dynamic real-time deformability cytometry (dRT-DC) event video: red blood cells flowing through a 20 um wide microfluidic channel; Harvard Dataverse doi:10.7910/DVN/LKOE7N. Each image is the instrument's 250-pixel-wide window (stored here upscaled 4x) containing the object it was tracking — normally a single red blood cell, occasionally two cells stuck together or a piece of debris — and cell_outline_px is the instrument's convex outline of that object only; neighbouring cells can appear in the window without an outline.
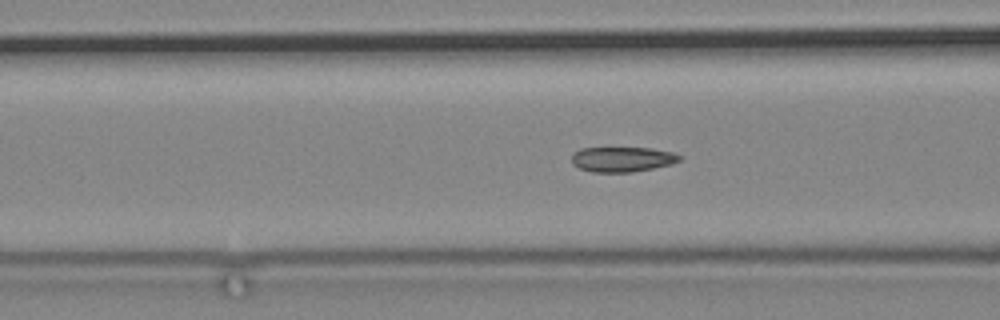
{"species": "common noctule bat (a hibernating species)", "species_latin": "Nyctalus noctula", "temperature_condition": "cold", "stored_images_in_passage": 80, "camera_frame_rate_fps": 3000, "um_per_image_px": 0.085, "animal": {"sex": "male", "body_mass_g": 19.2, "forearm_length_mm": 51.8}, "frame": {"image": 1, "passage_image": 41, "time_ms": 13.333, "image_size_px": [1000, 320], "cell_outline_px": [[680, 160], [672, 164], [632, 172], [592, 172], [580, 168], [572, 164], [572, 152], [580, 148], [652, 148], [672, 152], [680, 156]], "centroid_in_image_um": [52.86, 13.53], "position_along_channel_um": 113.7, "area_um2": 15.72}}
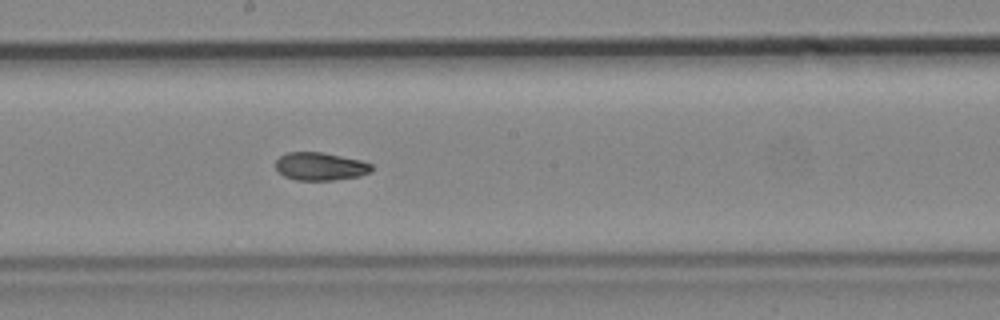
{"frame": {"image": 2, "passage_image": 51, "time_ms": 16.667, "image_size_px": [1000, 320], "cell_outline_px": [[372, 172], [360, 176], [332, 180], [296, 180], [284, 176], [276, 168], [276, 160], [280, 156], [288, 152], [324, 152], [360, 160], [372, 164]], "centroid_in_image_um": [27.24, 14.14], "position_along_channel_um": 221.0, "area_um2": 15.66}}
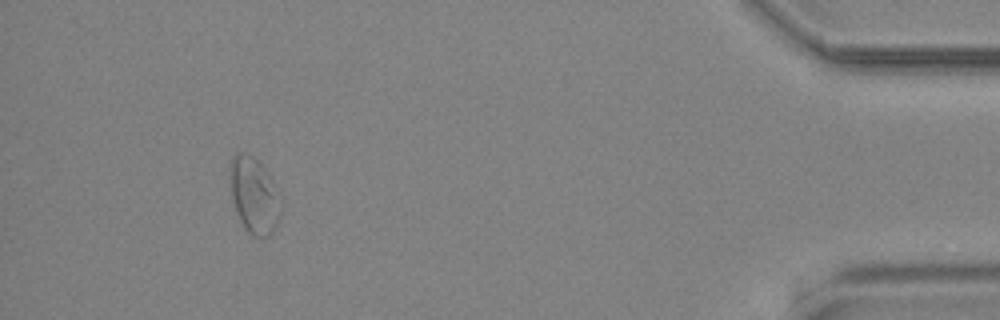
{"frame": {"image": 3, "passage_image": 75, "time_ms": 24.667, "image_size_px": [1000, 320], "cell_outline_px": [[280, 216], [272, 232], [268, 236], [252, 236], [244, 228], [240, 220], [232, 200], [228, 172], [228, 164], [232, 156], [236, 152], [248, 152], [268, 172], [272, 180], [280, 212]], "centroid_in_image_um": [21.51, 16.55], "position_along_channel_um": 413.7, "area_um2": 22.31}}